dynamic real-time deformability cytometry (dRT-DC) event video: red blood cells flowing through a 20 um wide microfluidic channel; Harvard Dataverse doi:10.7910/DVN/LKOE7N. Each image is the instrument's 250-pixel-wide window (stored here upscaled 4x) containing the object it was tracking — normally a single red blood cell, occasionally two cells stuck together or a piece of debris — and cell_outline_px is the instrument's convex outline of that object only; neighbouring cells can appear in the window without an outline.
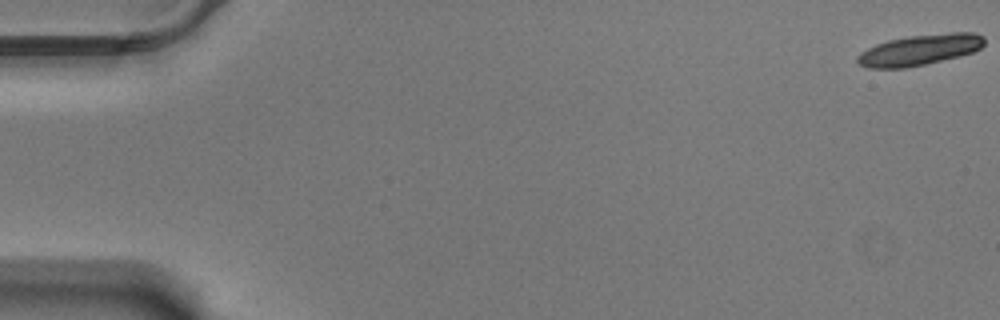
{"species": "Egyptian fruit bat (a non-hibernating species)", "species_latin": "Rousettus aegyptiacus", "temperature_condition": "warm", "stored_images_in_passage": 59, "camera_frame_rate_fps": 3000, "um_per_image_px": 0.085, "animal": {"sex": "male"}, "frame": {"image": 1, "passage_image": 1, "time_ms": 0.0, "image_size_px": [1000, 320], "cell_outline_px": [[984, 44], [980, 48], [972, 52], [960, 56], [924, 64], [904, 68], [868, 68], [860, 64], [856, 60], [856, 56], [860, 52], [876, 44], [888, 40], [908, 36], [952, 32], [976, 32], [984, 36]], "centroid_in_image_um": [78.18, 4.23], "position_along_channel_um": 6.8, "area_um2": 22.77}}
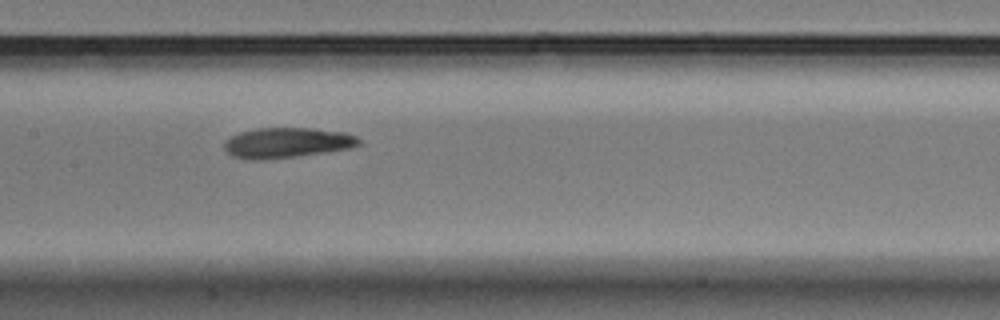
{"frame": {"image": 2, "passage_image": 30, "time_ms": 9.667, "image_size_px": [1000, 320], "cell_outline_px": [[360, 144], [348, 148], [324, 152], [296, 156], [264, 160], [248, 160], [232, 156], [224, 148], [224, 144], [232, 136], [240, 132], [256, 128], [312, 128], [344, 132], [356, 136], [360, 140]], "centroid_in_image_um": [24.37, 12.13], "position_along_channel_um": 183.0, "area_um2": 23.58}}
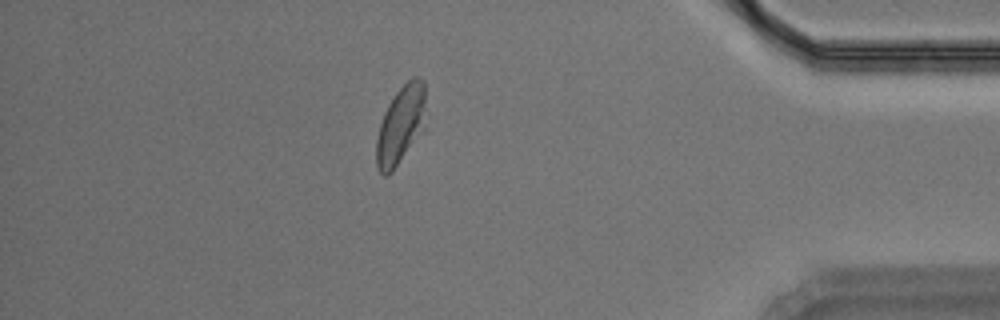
{"frame": {"image": 3, "passage_image": 52, "time_ms": 17.0, "image_size_px": [1000, 320], "cell_outline_px": [[424, 100], [416, 128], [408, 144], [392, 172], [388, 176], [384, 176], [380, 172], [376, 164], [376, 140], [380, 124], [384, 112], [388, 104], [396, 92], [412, 76], [420, 76], [424, 80]], "centroid_in_image_um": [33.92, 10.55], "position_along_channel_um": 401.3, "area_um2": 20.35}, "authors_computed_cell_mechanics": {"area_um2": 23.409, "velocity_mm_per_s": 3.4635, "shape_relaxation_time_tau1_ms": 4.6135, "shape_relaxation_time_tau2_ms": 2.3487, "deformation_change_tau1": 0.1614, "deformation_change_tau2": 0.0926}}